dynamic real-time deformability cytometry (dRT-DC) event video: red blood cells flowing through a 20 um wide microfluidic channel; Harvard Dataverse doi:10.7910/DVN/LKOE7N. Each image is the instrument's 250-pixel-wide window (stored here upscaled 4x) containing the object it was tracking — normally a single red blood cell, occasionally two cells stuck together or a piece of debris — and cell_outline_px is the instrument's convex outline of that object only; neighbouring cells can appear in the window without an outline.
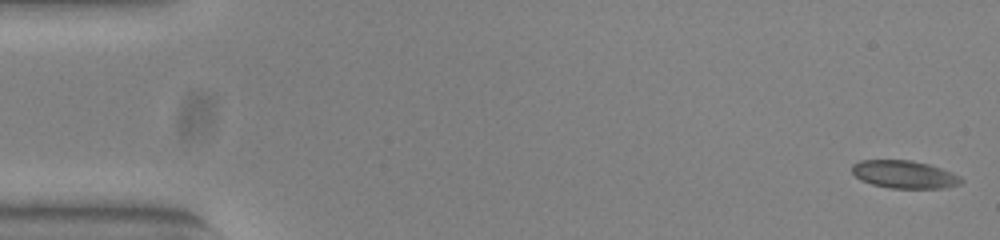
{"species": "common noctule bat (a hibernating species)", "species_latin": "Nyctalus noctula", "temperature_condition": "warm", "stored_images_in_passage": 52, "camera_frame_rate_fps": 3000, "um_per_image_px": 0.085, "animal": {"sex": "female", "body_mass_g": 23.0, "forearm_length_mm": 53.4}, "frame": {"image": 1, "passage_image": 1, "time_ms": 0.0, "image_size_px": [1000, 240], "cell_outline_px": [[964, 180], [960, 184], [944, 188], [892, 188], [872, 184], [860, 180], [852, 172], [852, 164], [860, 160], [912, 160], [928, 164], [952, 172], [960, 176]], "centroid_in_image_um": [76.87, 14.82], "position_along_channel_um": 8.1, "area_um2": 17.69}}
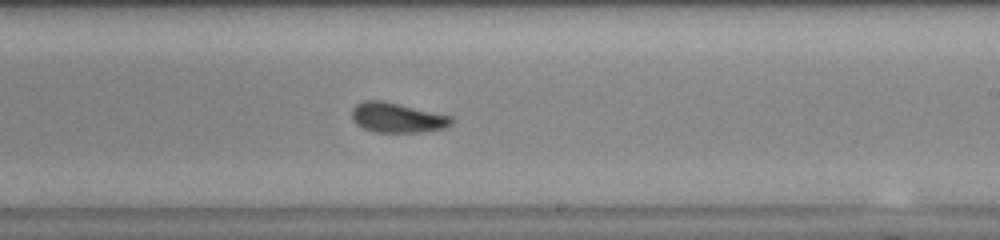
{"frame": {"image": 2, "passage_image": 31, "time_ms": 10.0, "image_size_px": [1000, 240], "cell_outline_px": [[452, 124], [444, 128], [424, 132], [372, 132], [356, 124], [352, 120], [352, 108], [356, 104], [364, 100], [384, 100], [452, 116]], "centroid_in_image_um": [33.74, 10.0], "position_along_channel_um": 255.3, "area_um2": 17.51}}
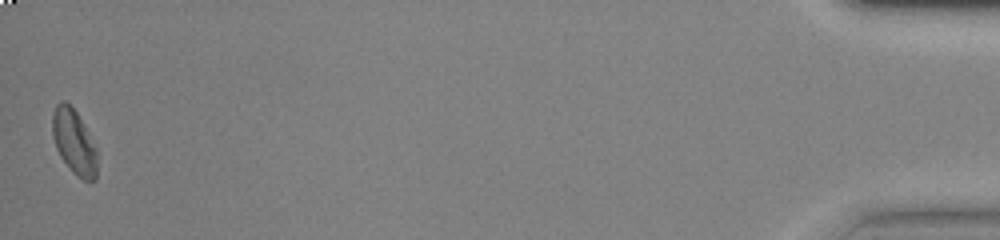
{"frame": {"image": 3, "passage_image": 52, "time_ms": 17.0, "image_size_px": [1000, 240], "cell_outline_px": [[96, 180], [84, 180], [76, 176], [60, 156], [56, 148], [52, 136], [52, 112], [56, 104], [60, 100], [64, 100], [76, 112], [96, 148]], "centroid_in_image_um": [6.26, 12.05], "position_along_channel_um": 428.9, "area_um2": 16.65}, "authors_computed_cell_mechanics": {"area_um2": 17.3978, "velocity_mm_per_s": 3.8834, "shape_relaxation_time_tau1_ms": 4.5548, "shape_relaxation_time_tau2_ms": 1.6817, "deformation_change_tau1": 0.1391, "deformation_change_tau2": 0.0635}}